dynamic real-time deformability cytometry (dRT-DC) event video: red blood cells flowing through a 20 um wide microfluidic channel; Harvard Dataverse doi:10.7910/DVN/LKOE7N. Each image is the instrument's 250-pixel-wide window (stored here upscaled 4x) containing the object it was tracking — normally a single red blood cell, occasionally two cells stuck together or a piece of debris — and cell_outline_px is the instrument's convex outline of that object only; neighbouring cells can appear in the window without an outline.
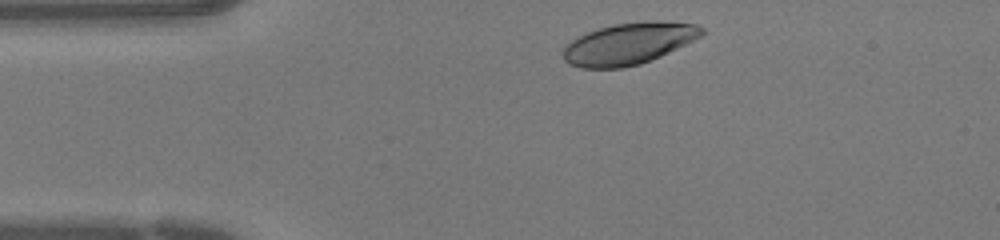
{"species": "human", "species_latin": "Homo sapiens", "temperature_condition": "warm", "stored_images_in_passage": 32, "camera_frame_rate_fps": 3000, "um_per_image_px": 0.085, "donor": {"sex": "female"}, "frame": {"image": 1, "passage_image": 2, "time_ms": 0.333, "image_size_px": [1000, 240], "cell_outline_px": [[704, 32], [700, 36], [660, 56], [640, 64], [620, 68], [580, 68], [568, 64], [564, 60], [564, 48], [572, 40], [588, 32], [612, 24], [644, 20], [664, 20], [696, 24], [704, 28]], "centroid_in_image_um": [53.45, 3.69], "position_along_channel_um": 31.6, "area_um2": 33.52}}
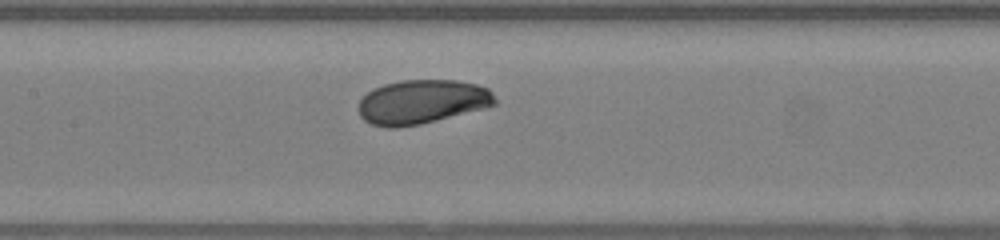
{"frame": {"image": 2, "passage_image": 14, "time_ms": 4.333, "image_size_px": [1000, 240], "cell_outline_px": [[496, 104], [484, 108], [420, 124], [396, 128], [388, 128], [372, 124], [364, 120], [360, 116], [360, 100], [372, 88], [384, 84], [400, 80], [456, 80], [476, 84], [488, 88], [492, 92], [496, 100]], "centroid_in_image_um": [35.87, 8.65], "position_along_channel_um": 171.5, "area_um2": 34.97}}
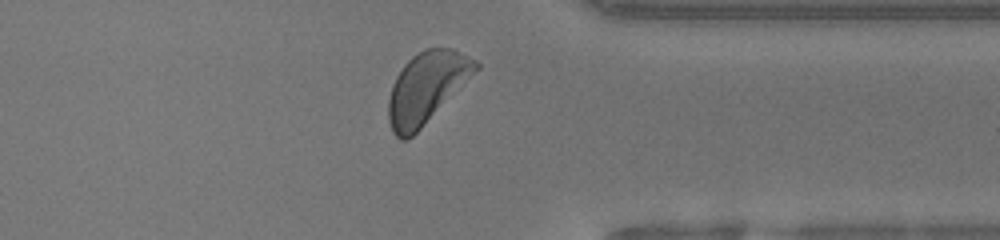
{"frame": {"image": 3, "passage_image": 28, "time_ms": 9.0, "image_size_px": [1000, 240], "cell_outline_px": [[480, 68], [408, 140], [400, 140], [392, 132], [388, 120], [388, 100], [392, 84], [396, 76], [404, 64], [412, 56], [424, 48], [452, 48], [476, 60], [480, 64]], "centroid_in_image_um": [36.23, 7.44], "position_along_channel_um": 375.2, "area_um2": 35.84}}